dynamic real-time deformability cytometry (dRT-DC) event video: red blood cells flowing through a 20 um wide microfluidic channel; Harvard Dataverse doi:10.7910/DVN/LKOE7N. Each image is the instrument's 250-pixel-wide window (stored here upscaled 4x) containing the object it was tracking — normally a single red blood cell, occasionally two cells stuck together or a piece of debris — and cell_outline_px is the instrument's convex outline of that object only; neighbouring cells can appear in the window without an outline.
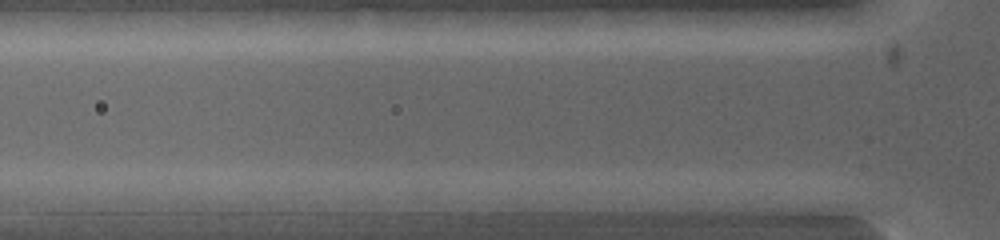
{"species": "common noctule bat (a hibernating species)", "species_latin": "Nyctalus noctula", "temperature_condition": "warm", "stored_images_in_passage": 3, "camera_frame_rate_fps": 5000, "um_per_image_px": 0.085, "animal": {"sex": "female", "body_mass_g": 19.0, "forearm_length_mm": 53.3}, "frame": {"image": 1, "passage_image": 3, "time_ms": 0.4, "image_size_px": [1000, 240], "cell_outline_px": [[712, 200], [704, 208], [644, 212], [632, 212], [620, 200], [628, 192], [704, 192]], "centroid_in_image_um": [56.51, 17.09], "position_along_channel_um": 69.3, "area_um2": 10.98}}